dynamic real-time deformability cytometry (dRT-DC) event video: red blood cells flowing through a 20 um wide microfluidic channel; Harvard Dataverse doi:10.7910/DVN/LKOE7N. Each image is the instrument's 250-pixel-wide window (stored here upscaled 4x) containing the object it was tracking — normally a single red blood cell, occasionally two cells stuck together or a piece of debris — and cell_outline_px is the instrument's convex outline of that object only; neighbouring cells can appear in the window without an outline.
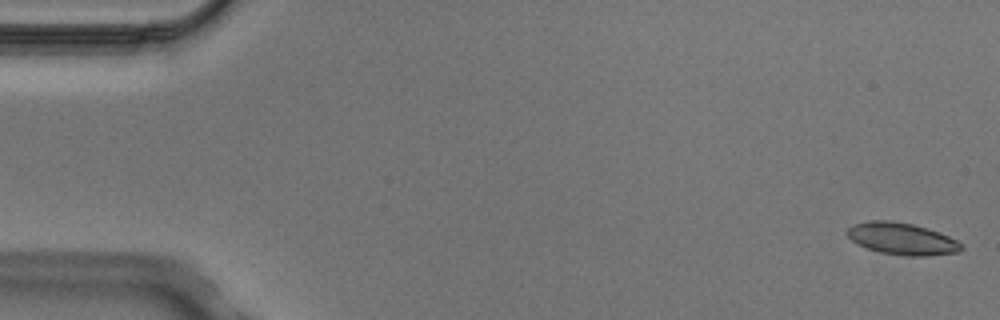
{"species": "Egyptian fruit bat (a non-hibernating species)", "species_latin": "Rousettus aegyptiacus", "temperature_condition": "cold", "stored_images_in_passage": 7, "camera_frame_rate_fps": 3000, "um_per_image_px": 0.085, "animal": {"sex": "male"}, "frame": {"image": 1, "passage_image": 1, "time_ms": 0.0, "image_size_px": [1000, 320], "cell_outline_px": [[964, 248], [960, 252], [928, 256], [904, 256], [880, 252], [856, 244], [844, 232], [852, 224], [872, 220], [888, 220], [912, 224], [928, 228], [948, 236], [956, 240]], "centroid_in_image_um": [76.65, 20.3], "position_along_channel_um": 8.4, "area_um2": 21.33}}
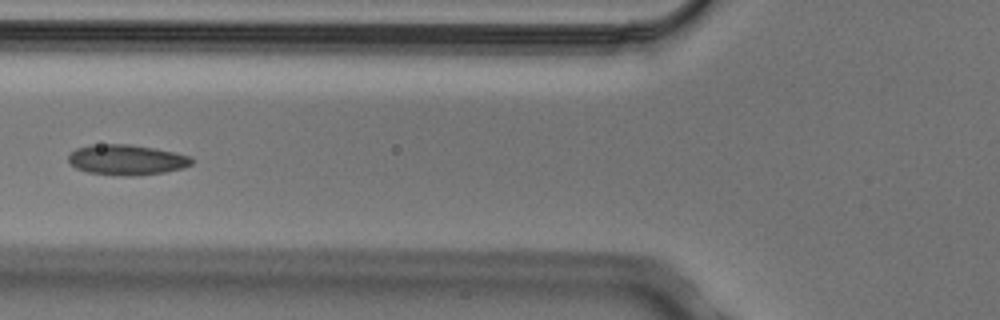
{"frame": {"image": 2, "passage_image": 6, "time_ms": 1.667, "image_size_px": [1000, 320], "cell_outline_px": [[192, 164], [184, 168], [164, 172], [136, 176], [124, 176], [88, 172], [76, 168], [68, 160], [68, 156], [76, 148], [88, 144], [132, 144], [156, 148], [176, 152], [188, 156], [192, 160]], "centroid_in_image_um": [10.76, 13.57], "position_along_channel_um": 115.0, "area_um2": 21.96}}
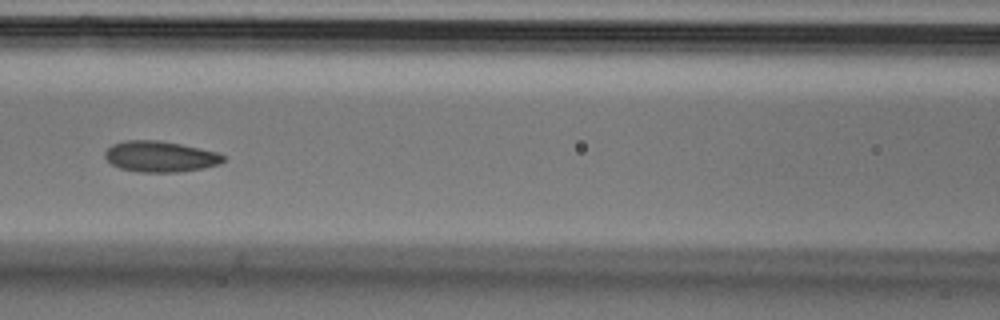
{"frame": {"image": 3, "passage_image": 7, "time_ms": 2.0, "image_size_px": [1000, 320], "cell_outline_px": [[224, 160], [220, 164], [204, 168], [180, 172], [140, 172], [120, 168], [112, 164], [104, 156], [104, 152], [112, 144], [124, 140], [160, 140], [200, 148], [216, 152], [224, 156]], "centroid_in_image_um": [13.61, 13.3], "position_along_channel_um": 153.0, "area_um2": 21.33}}